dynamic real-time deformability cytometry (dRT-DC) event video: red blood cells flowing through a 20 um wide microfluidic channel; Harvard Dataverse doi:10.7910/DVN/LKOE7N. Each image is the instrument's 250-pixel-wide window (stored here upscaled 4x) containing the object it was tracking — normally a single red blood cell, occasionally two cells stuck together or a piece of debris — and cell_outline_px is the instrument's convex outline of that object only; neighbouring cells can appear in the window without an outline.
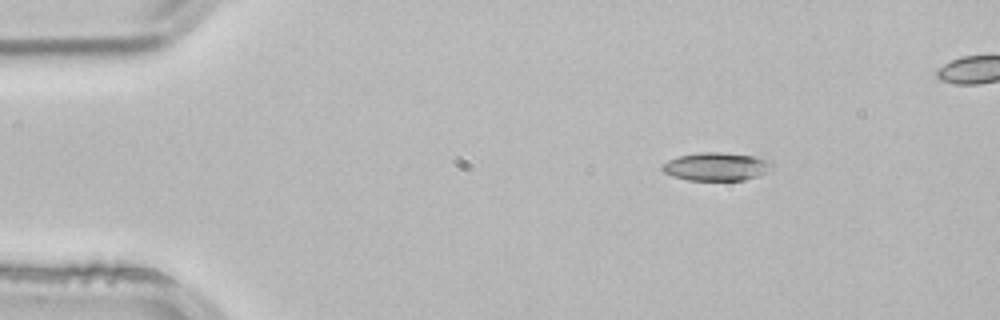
{"species": "common noctule bat (a hibernating species)", "species_latin": "Nyctalus noctula", "temperature_condition": "room temperature", "stored_images_in_passage": 3, "camera_frame_rate_fps": 3000, "um_per_image_px": 0.085, "animal": {"sex": "male", "body_mass_g": 21.5, "forearm_length_mm": 52.0}, "frame": {"image": 1, "passage_image": 1, "time_ms": 0.0, "image_size_px": [1000, 320], "cell_outline_px": [[776, 164], [756, 176], [744, 180], [688, 180], [672, 176], [664, 172], [660, 168], [660, 164], [668, 160], [680, 156], [700, 152], [720, 152], [752, 156], [772, 160]], "centroid_in_image_um": [60.85, 14.15], "position_along_channel_um": 24.1, "area_um2": 17.98}}